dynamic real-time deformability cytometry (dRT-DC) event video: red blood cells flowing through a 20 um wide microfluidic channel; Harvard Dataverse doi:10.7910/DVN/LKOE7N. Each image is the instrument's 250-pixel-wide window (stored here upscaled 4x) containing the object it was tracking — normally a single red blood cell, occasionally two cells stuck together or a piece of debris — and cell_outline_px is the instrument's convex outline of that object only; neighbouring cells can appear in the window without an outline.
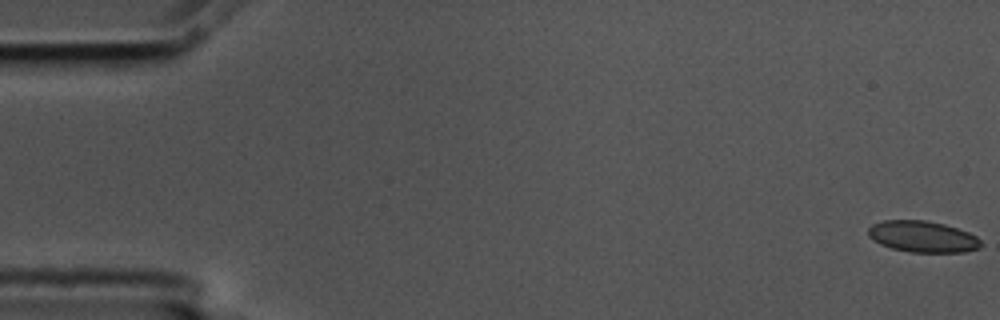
{"species": "common noctule bat (a hibernating species)", "species_latin": "Nyctalus noctula", "temperature_condition": "cold", "stored_images_in_passage": 8, "camera_frame_rate_fps": 3000, "um_per_image_px": 0.085, "animal": {"sex": "male", "body_mass_g": 17.5, "forearm_length_mm": 52.3}, "frame": {"image": 1, "passage_image": 1, "time_ms": 0.0, "image_size_px": [1000, 320], "cell_outline_px": [[984, 244], [980, 248], [964, 252], [908, 252], [892, 248], [880, 244], [872, 240], [868, 236], [868, 228], [872, 224], [884, 220], [924, 220], [944, 224], [968, 232], [976, 236]], "centroid_in_image_um": [78.42, 20.12], "position_along_channel_um": 6.6, "area_um2": 20.69}}
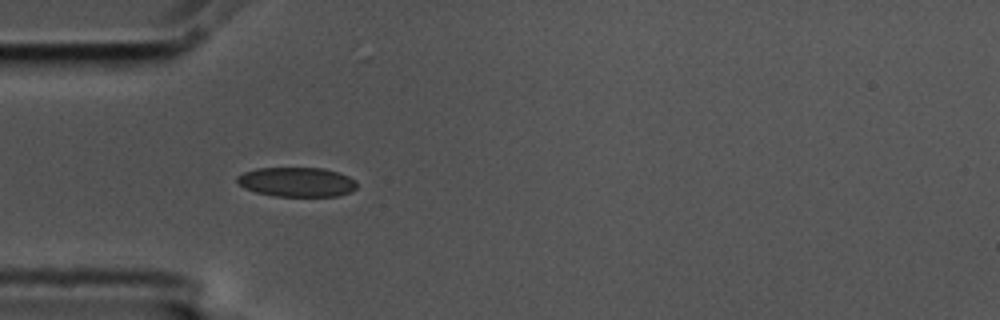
{"frame": {"image": 2, "passage_image": 5, "time_ms": 1.333, "image_size_px": [1000, 320], "cell_outline_px": [[356, 188], [352, 192], [340, 196], [272, 196], [256, 192], [244, 188], [236, 184], [236, 176], [244, 172], [256, 168], [324, 168], [348, 176], [356, 180]], "centroid_in_image_um": [25.2, 15.47], "position_along_channel_um": 59.8, "area_um2": 20.81}}